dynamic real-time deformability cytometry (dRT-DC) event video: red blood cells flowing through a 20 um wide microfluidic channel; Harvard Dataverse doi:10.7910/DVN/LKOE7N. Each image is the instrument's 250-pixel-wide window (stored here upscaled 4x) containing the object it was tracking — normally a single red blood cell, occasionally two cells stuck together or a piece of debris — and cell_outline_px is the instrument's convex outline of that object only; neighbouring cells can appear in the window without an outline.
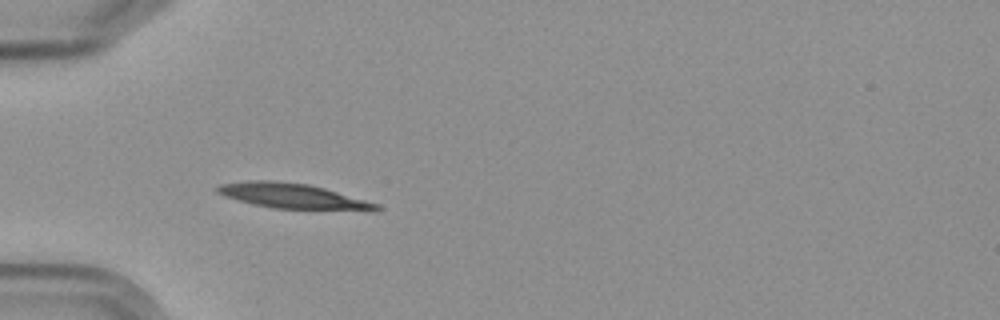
{"species": "Egyptian fruit bat (a non-hibernating species)", "species_latin": "Rousettus aegyptiacus", "temperature_condition": "cold", "stored_images_in_passage": 6, "camera_frame_rate_fps": 3000, "um_per_image_px": 0.085, "frame": {"image": 1, "passage_image": 5, "time_ms": 5.667, "image_size_px": [1000, 320], "cell_outline_px": [[380, 208], [272, 208], [252, 204], [224, 196], [216, 192], [216, 188], [220, 184], [252, 180], [268, 180], [308, 184], [324, 188], [380, 204]], "centroid_in_image_um": [24.67, 16.61], "position_along_channel_um": 60.3, "area_um2": 22.08}}